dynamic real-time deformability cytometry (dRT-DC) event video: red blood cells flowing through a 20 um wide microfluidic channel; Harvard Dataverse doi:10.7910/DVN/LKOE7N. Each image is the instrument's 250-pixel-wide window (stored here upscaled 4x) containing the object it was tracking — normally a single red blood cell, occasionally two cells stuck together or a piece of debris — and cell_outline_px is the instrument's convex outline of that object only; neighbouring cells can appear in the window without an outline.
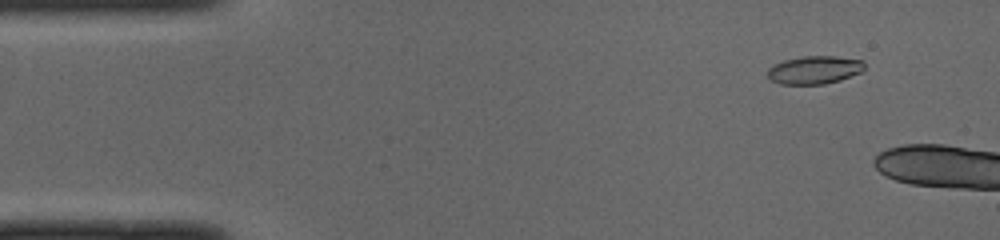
{"species": "common noctule bat (a hibernating species)", "species_latin": "Nyctalus noctula", "temperature_condition": "cold", "stored_images_in_passage": 6, "camera_frame_rate_fps": 3000, "um_per_image_px": 0.085, "animal": {"sex": "male", "body_mass_g": 19.0, "forearm_length_mm": 50.8}, "frame": {"image": 1, "passage_image": 3, "time_ms": 0.667, "image_size_px": [1000, 240], "cell_outline_px": [[864, 68], [860, 72], [840, 80], [824, 84], [780, 84], [772, 80], [768, 76], [768, 68], [784, 60], [804, 56], [836, 56], [864, 60]], "centroid_in_image_um": [69.24, 5.94], "position_along_channel_um": 15.8, "area_um2": 15.72}}